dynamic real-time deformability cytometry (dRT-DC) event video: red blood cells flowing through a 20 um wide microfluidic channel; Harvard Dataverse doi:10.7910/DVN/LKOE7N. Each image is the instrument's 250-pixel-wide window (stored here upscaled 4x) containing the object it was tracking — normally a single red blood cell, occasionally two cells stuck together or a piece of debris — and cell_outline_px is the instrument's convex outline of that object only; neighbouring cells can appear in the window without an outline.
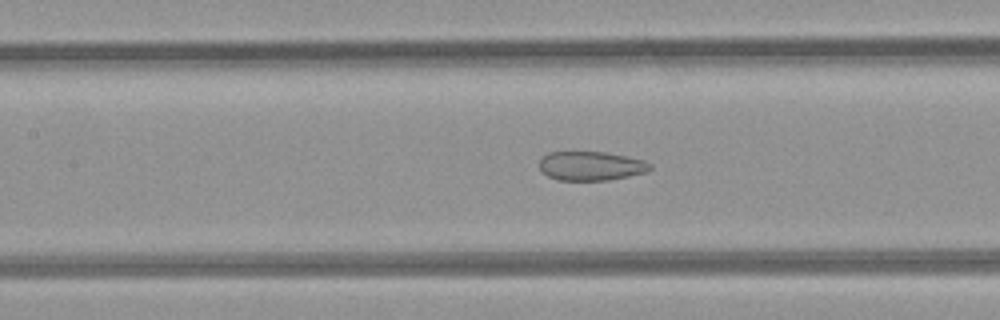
{"species": "common noctule bat (a hibernating species)", "species_latin": "Nyctalus noctula", "temperature_condition": "room temperature", "stored_images_in_passage": 44, "camera_frame_rate_fps": 3000, "um_per_image_px": 0.085, "animal": {"sex": "female", "body_mass_g": 21.9}, "frame": {"image": 1, "passage_image": 17, "time_ms": 5.333, "image_size_px": [1000, 320], "cell_outline_px": [[652, 168], [648, 172], [608, 180], [560, 180], [548, 176], [540, 168], [540, 160], [548, 152], [604, 152], [644, 160], [652, 164]], "centroid_in_image_um": [50.27, 14.1], "position_along_channel_um": 157.1, "area_um2": 18.61}}
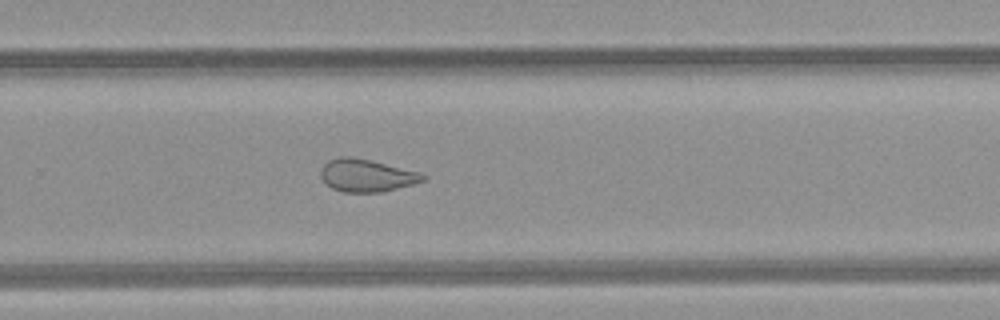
{"frame": {"image": 2, "passage_image": 27, "time_ms": 8.667, "image_size_px": [1000, 320], "cell_outline_px": [[428, 176], [424, 180], [412, 184], [380, 192], [344, 192], [332, 188], [320, 176], [320, 172], [324, 164], [328, 160], [340, 156], [352, 156], [420, 172]], "centroid_in_image_um": [31.14, 14.9], "position_along_channel_um": 298.7, "area_um2": 19.19}}
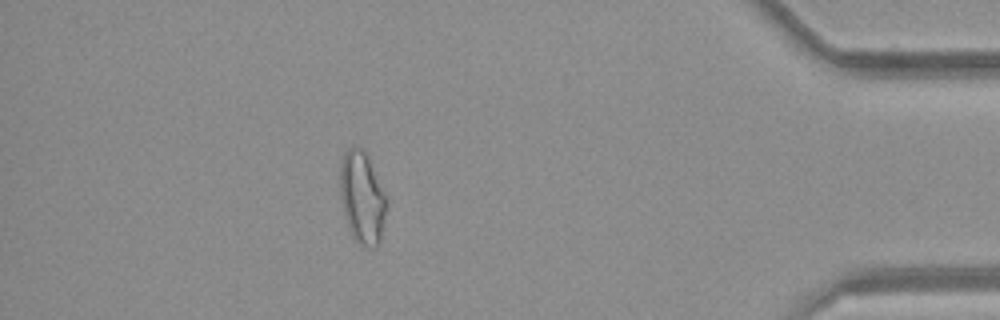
{"frame": {"image": 3, "passage_image": 38, "time_ms": 12.333, "image_size_px": [1000, 320], "cell_outline_px": [[388, 200], [380, 240], [376, 248], [372, 248], [356, 244], [348, 228], [340, 200], [340, 164], [344, 152], [352, 144], [356, 144], [364, 148], [368, 156]], "centroid_in_image_um": [30.77, 16.77], "position_along_channel_um": 404.4, "area_um2": 25.55}, "authors_computed_cell_mechanics": {"area_um2": 22.7443, "velocity_mm_per_s": 4.2702, "shape_relaxation_time_tau1_ms": null, "shape_relaxation_time_tau2_ms": 1.2571, "deformation_change_tau1": null, "deformation_change_tau2": 0.0799}}